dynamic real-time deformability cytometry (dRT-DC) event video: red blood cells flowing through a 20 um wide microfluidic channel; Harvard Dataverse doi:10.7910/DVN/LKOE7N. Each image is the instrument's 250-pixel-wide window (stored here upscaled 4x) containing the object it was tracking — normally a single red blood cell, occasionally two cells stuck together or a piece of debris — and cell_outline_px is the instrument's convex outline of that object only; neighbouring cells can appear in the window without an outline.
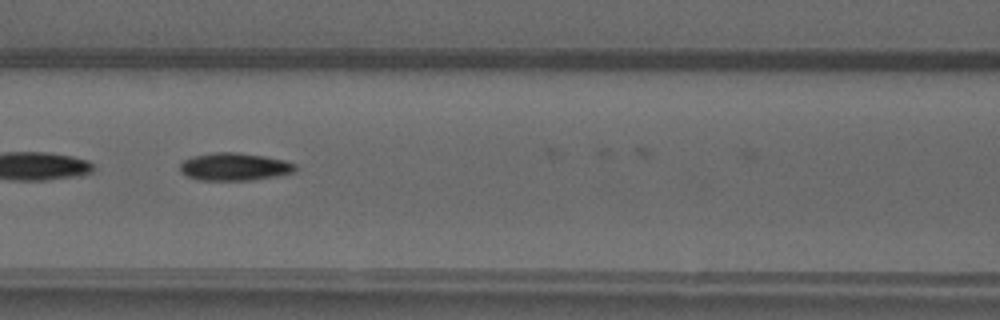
{"species": "common noctule bat (a hibernating species)", "species_latin": "Nyctalus noctula", "temperature_condition": "warm", "stored_images_in_passage": 24, "camera_frame_rate_fps": 3000, "um_per_image_px": 0.085, "animal": {"sex": "male", "forearm_length_mm": 52.5}, "frame": {"image": 1, "passage_image": 7, "time_ms": 2.0, "image_size_px": [1000, 320], "cell_outline_px": [[300, 168], [296, 172], [280, 176], [252, 180], [200, 180], [188, 176], [180, 172], [180, 164], [184, 160], [192, 156], [212, 152], [236, 152], [264, 156], [284, 160], [296, 164]], "centroid_in_image_um": [19.99, 14.17], "position_along_channel_um": 146.6, "area_um2": 18.9}}
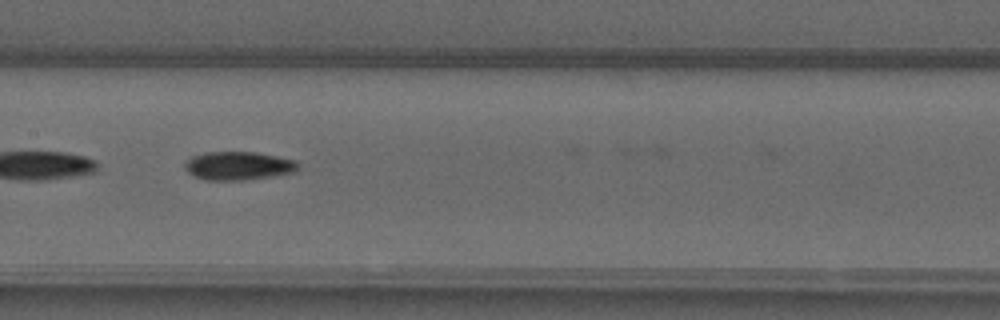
{"frame": {"image": 2, "passage_image": 10, "time_ms": 3.0, "image_size_px": [1000, 320], "cell_outline_px": [[300, 164], [296, 172], [272, 176], [244, 180], [204, 180], [188, 172], [184, 168], [184, 164], [192, 156], [204, 152], [252, 152], [276, 156], [296, 160]], "centroid_in_image_um": [20.27, 14.09], "position_along_channel_um": 187.1, "area_um2": 18.79}}